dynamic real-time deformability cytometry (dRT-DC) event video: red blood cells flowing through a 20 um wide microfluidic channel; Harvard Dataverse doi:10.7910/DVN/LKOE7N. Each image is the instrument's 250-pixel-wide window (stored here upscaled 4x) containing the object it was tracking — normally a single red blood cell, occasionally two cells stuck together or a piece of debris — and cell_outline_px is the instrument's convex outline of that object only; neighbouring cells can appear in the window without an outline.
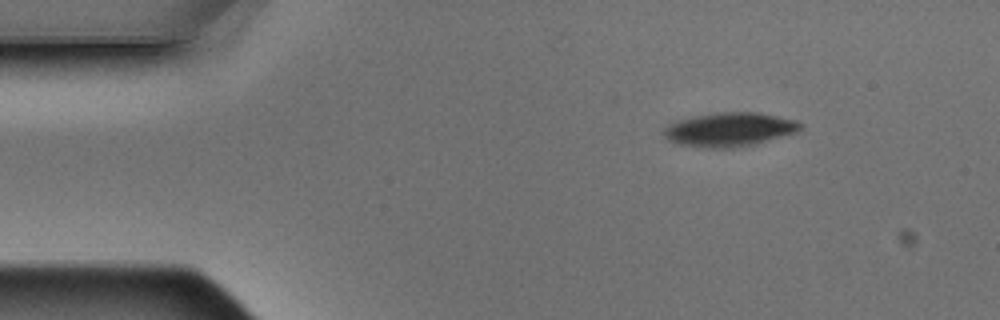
{"species": "Egyptian fruit bat (a non-hibernating species)", "species_latin": "Rousettus aegyptiacus", "temperature_condition": "warm", "stored_images_in_passage": 3, "camera_frame_rate_fps": 3000, "um_per_image_px": 0.085, "animal": {"sex": "male"}, "frame": {"image": 1, "passage_image": 1, "time_ms": 0.0, "image_size_px": [1000, 320], "cell_outline_px": [[804, 124], [796, 132], [752, 144], [732, 148], [704, 148], [680, 144], [668, 140], [664, 136], [664, 128], [668, 124], [676, 120], [692, 116], [716, 112], [760, 112], [796, 120]], "centroid_in_image_um": [61.97, 10.99], "position_along_channel_um": 23.0, "area_um2": 26.99}}
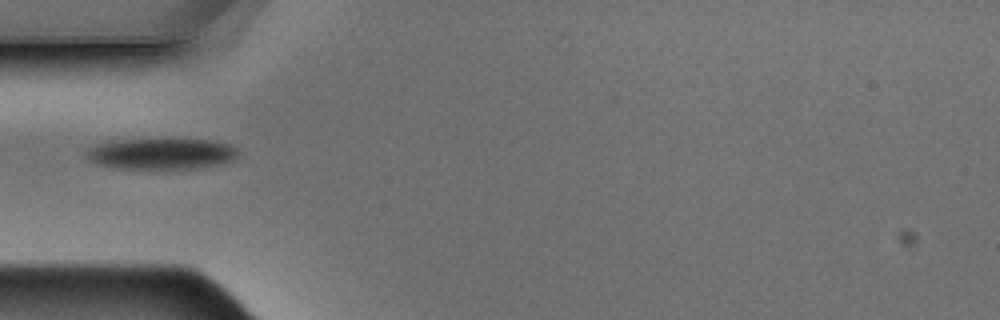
{"frame": {"image": 2, "passage_image": 3, "time_ms": 0.667, "image_size_px": [1000, 320], "cell_outline_px": [[236, 156], [232, 160], [216, 164], [196, 168], [116, 168], [96, 164], [84, 152], [96, 144], [112, 140], [164, 136], [216, 140], [228, 144], [236, 148]], "centroid_in_image_um": [13.69, 12.99], "position_along_channel_um": 71.3, "area_um2": 28.38}}